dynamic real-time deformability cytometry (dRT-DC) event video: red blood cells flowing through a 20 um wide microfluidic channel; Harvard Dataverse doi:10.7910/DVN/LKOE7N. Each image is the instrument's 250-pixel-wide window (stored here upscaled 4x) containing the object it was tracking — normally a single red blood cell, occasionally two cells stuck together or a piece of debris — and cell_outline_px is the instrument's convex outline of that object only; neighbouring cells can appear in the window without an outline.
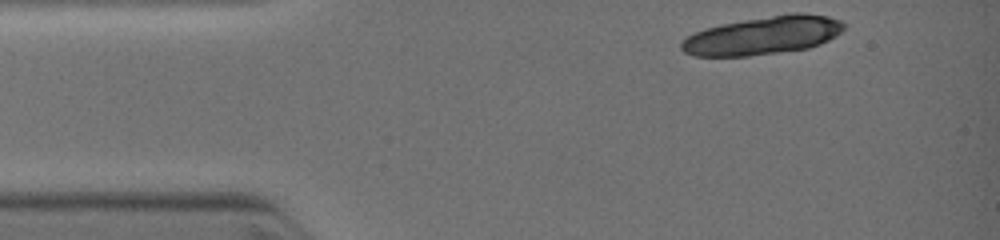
{"species": "common noctule bat (a hibernating species)", "species_latin": "Nyctalus noctula", "temperature_condition": "warm", "stored_images_in_passage": 16, "camera_frame_rate_fps": 3000, "um_per_image_px": 0.085, "animal": {"sex": "female", "body_mass_g": 19.0, "forearm_length_mm": 51.5}, "frame": {"image": 1, "passage_image": 1, "time_ms": 0.0, "image_size_px": [1000, 240], "cell_outline_px": [[844, 28], [836, 36], [820, 44], [808, 48], [748, 56], [692, 56], [684, 52], [680, 48], [680, 44], [688, 36], [696, 32], [708, 28], [724, 24], [744, 20], [796, 12], [828, 16], [840, 20], [844, 24]], "centroid_in_image_um": [64.87, 3.02], "position_along_channel_um": 20.1, "area_um2": 35.72}}
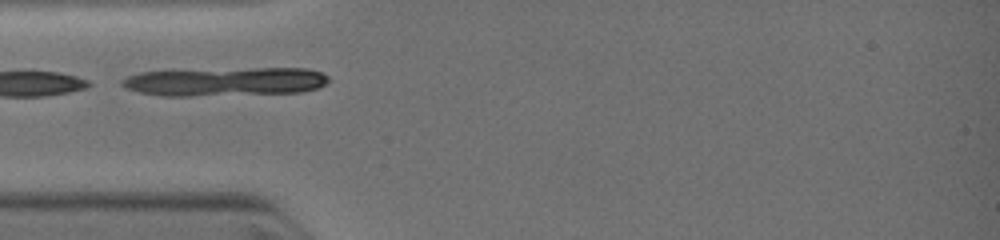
{"frame": {"image": 2, "passage_image": 14, "time_ms": 2.333, "image_size_px": [1000, 240], "cell_outline_px": [[328, 80], [324, 84], [316, 88], [300, 92], [192, 96], [160, 96], [140, 92], [128, 88], [120, 84], [120, 80], [128, 76], [140, 72], [256, 68], [304, 68], [320, 72], [328, 76]], "centroid_in_image_um": [19.13, 6.94], "position_along_channel_um": 65.9, "area_um2": 34.1}}